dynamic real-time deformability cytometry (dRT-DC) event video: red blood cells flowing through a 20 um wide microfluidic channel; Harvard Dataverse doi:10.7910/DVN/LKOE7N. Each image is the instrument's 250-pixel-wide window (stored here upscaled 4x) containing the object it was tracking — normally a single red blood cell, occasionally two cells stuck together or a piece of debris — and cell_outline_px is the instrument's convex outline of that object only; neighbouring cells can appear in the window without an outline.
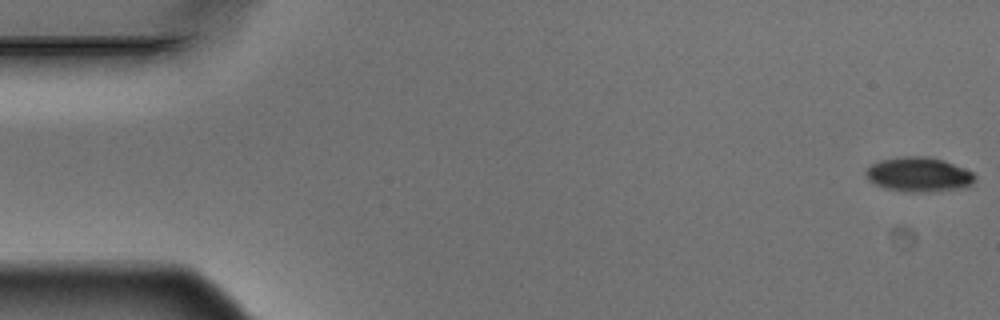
{"species": "Egyptian fruit bat (a non-hibernating species)", "species_latin": "Rousettus aegyptiacus", "temperature_condition": "warm", "stored_images_in_passage": 10, "camera_frame_rate_fps": 3000, "um_per_image_px": 0.085, "animal": {"sex": "male"}, "frame": {"image": 1, "passage_image": 1, "time_ms": 0.0, "image_size_px": [1000, 320], "cell_outline_px": [[976, 180], [968, 188], [924, 192], [912, 192], [884, 188], [868, 180], [864, 172], [872, 164], [880, 160], [904, 156], [928, 156], [944, 160], [972, 172], [976, 176]], "centroid_in_image_um": [78.12, 14.84], "position_along_channel_um": 6.9, "area_um2": 22.08}}
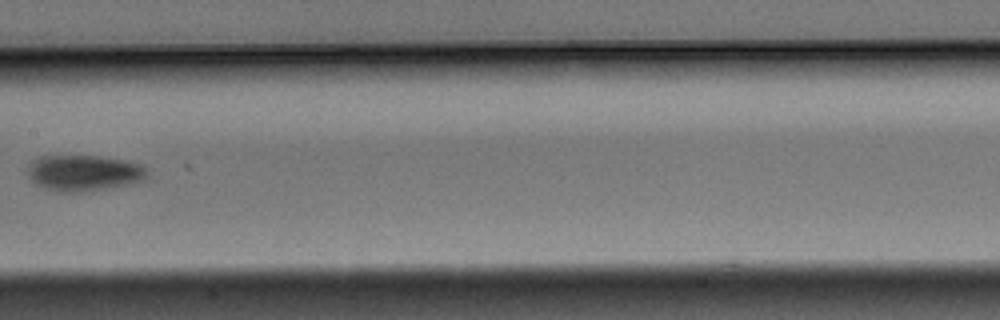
{"frame": {"image": 2, "passage_image": 8, "time_ms": 2.333, "image_size_px": [1000, 320], "cell_outline_px": [[148, 176], [144, 180], [128, 184], [108, 188], [84, 192], [60, 192], [44, 188], [36, 184], [28, 176], [28, 168], [32, 160], [40, 156], [96, 156], [124, 160], [140, 164], [148, 172]], "centroid_in_image_um": [7.12, 14.71], "position_along_channel_um": 200.3, "area_um2": 25.03}}
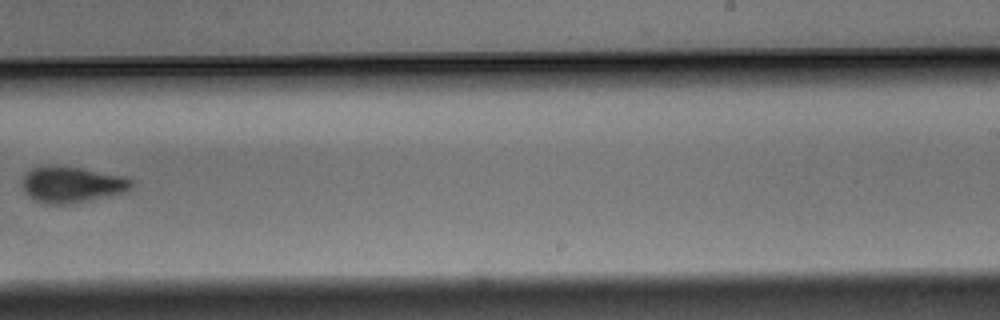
{"frame": {"image": 3, "passage_image": 10, "time_ms": 3.0, "image_size_px": [1000, 320], "cell_outline_px": [[132, 188], [128, 192], [112, 196], [76, 204], [48, 204], [36, 200], [28, 196], [24, 192], [24, 176], [32, 168], [80, 168], [124, 176], [132, 180]], "centroid_in_image_um": [6.21, 15.75], "position_along_channel_um": 282.8, "area_um2": 22.6}}